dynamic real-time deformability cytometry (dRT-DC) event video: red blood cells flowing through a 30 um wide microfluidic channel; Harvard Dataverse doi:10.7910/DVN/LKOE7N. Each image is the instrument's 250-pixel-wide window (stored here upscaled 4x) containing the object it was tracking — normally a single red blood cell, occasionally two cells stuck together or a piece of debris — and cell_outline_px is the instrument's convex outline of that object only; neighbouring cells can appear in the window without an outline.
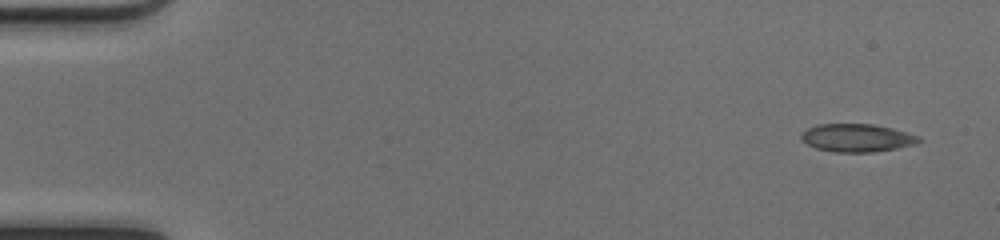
{"species": "common noctule bat (a hibernating species)", "species_latin": "Nyctalus noctula", "temperature_condition": "cold", "stored_images_in_passage": 48, "camera_frame_rate_fps": 3000, "um_per_image_px": 0.085, "animal": {"sex": "female", "body_mass_g": 17.0, "forearm_length_mm": 48.0}, "frame": {"image": 1, "passage_image": 1, "time_ms": 0.0, "image_size_px": [1000, 240], "cell_outline_px": [[924, 140], [916, 144], [896, 148], [872, 152], [836, 152], [816, 148], [800, 140], [800, 132], [816, 124], [872, 124], [892, 128], [920, 136]], "centroid_in_image_um": [72.83, 11.71], "position_along_channel_um": 12.2, "area_um2": 19.31}}
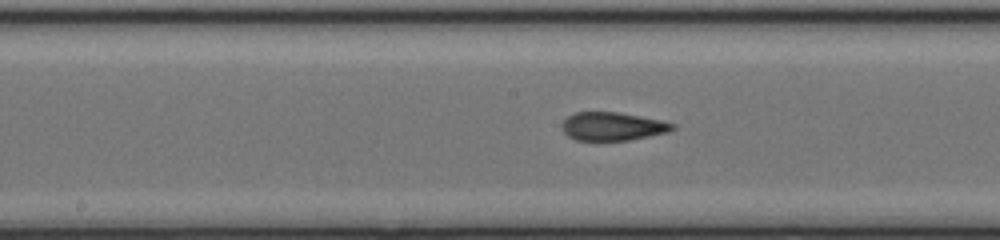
{"frame": {"image": 2, "passage_image": 24, "time_ms": 7.667, "image_size_px": [1000, 240], "cell_outline_px": [[676, 128], [668, 132], [628, 140], [576, 140], [568, 136], [560, 128], [560, 124], [568, 116], [576, 112], [616, 112], [660, 120], [676, 124]], "centroid_in_image_um": [52.04, 10.74], "position_along_channel_um": 196.2, "area_um2": 18.15}}
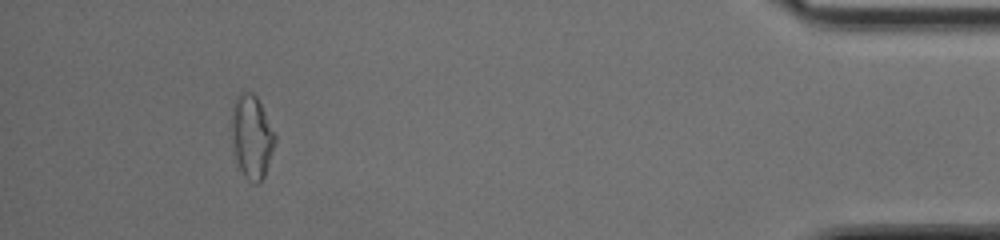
{"frame": {"image": 3, "passage_image": 44, "time_ms": 14.333, "image_size_px": [1000, 240], "cell_outline_px": [[276, 140], [264, 176], [260, 184], [252, 184], [244, 176], [240, 168], [236, 156], [232, 140], [232, 104], [236, 96], [240, 92], [252, 92], [256, 96], [276, 132]], "centroid_in_image_um": [21.41, 11.6], "position_along_channel_um": 413.8, "area_um2": 21.1}, "authors_computed_cell_mechanics": {"area_um2": 19.1029, "velocity_mm_per_s": 4.2045, "shape_relaxation_time_tau1_ms": null, "shape_relaxation_time_tau2_ms": 1.8624, "deformation_change_tau1": null, "deformation_change_tau2": 0.0736}}